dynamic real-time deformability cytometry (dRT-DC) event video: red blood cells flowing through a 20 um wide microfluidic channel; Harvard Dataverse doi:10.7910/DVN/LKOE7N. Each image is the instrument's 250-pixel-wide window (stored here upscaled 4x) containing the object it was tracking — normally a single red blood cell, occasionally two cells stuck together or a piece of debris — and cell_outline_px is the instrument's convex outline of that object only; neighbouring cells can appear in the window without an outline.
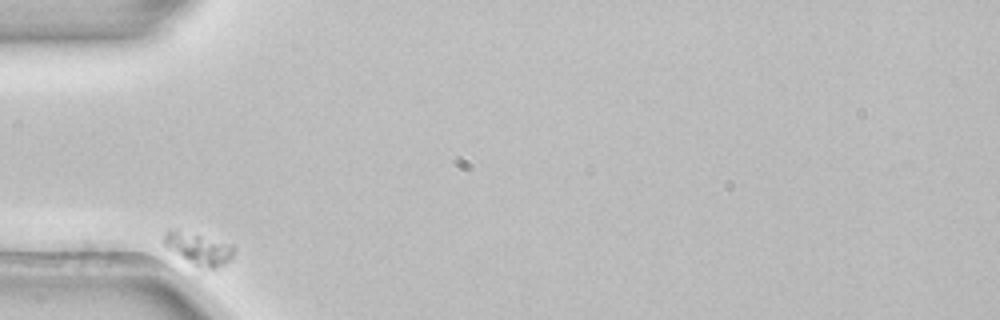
{"species": "common noctule bat (a hibernating species)", "species_latin": "Nyctalus noctula", "temperature_condition": "room temperature", "stored_images_in_passage": 34, "camera_frame_rate_fps": 3000, "um_per_image_px": 0.085, "animal": {"sex": "female", "body_mass_g": 22.7, "forearm_length_mm": 54.2}, "frame": {"image": 1, "passage_image": 1, "time_ms": 0.0, "image_size_px": [1000, 320], "cell_outline_px": [[236, 248], [232, 256], [224, 264], [216, 268], [200, 268], [168, 248], [164, 244], [164, 236], [168, 228], [176, 228], [236, 244]], "centroid_in_image_um": [16.92, 21.09], "position_along_channel_um": 68.1, "area_um2": 13.24}}
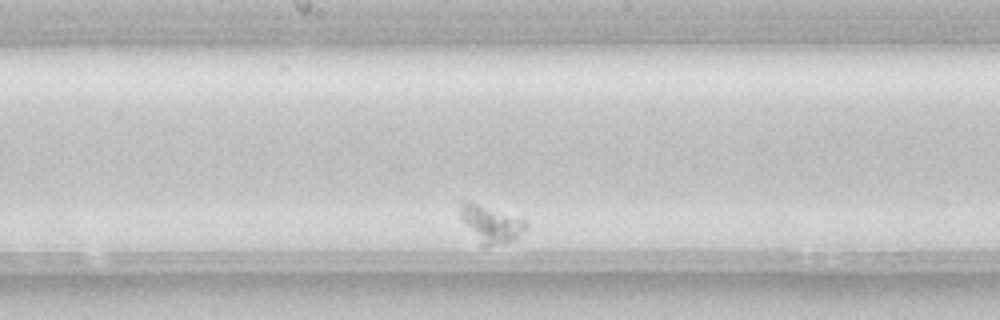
{"frame": {"image": 2, "passage_image": 17, "time_ms": 5.333, "image_size_px": [1000, 320], "cell_outline_px": [[528, 224], [516, 236], [508, 240], [492, 244], [480, 244], [460, 220], [460, 204], [476, 204], [528, 220]], "centroid_in_image_um": [41.69, 19.03], "position_along_channel_um": 206.5, "area_um2": 13.12}}
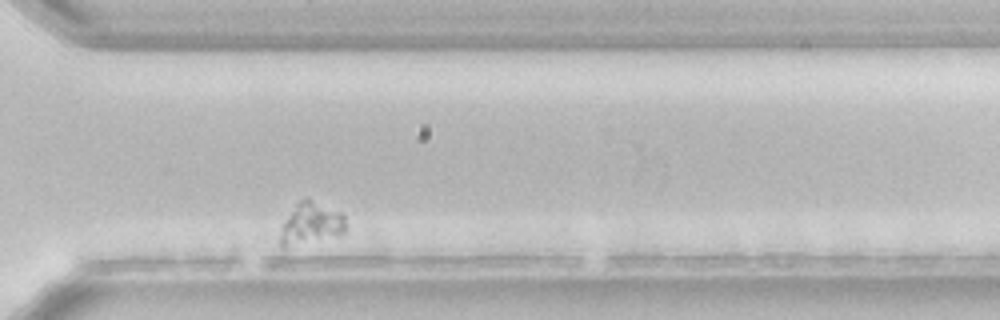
{"frame": {"image": 3, "passage_image": 31, "time_ms": 10.0, "image_size_px": [1000, 320], "cell_outline_px": [[344, 232], [284, 248], [280, 244], [280, 236], [284, 224], [288, 216], [296, 204], [300, 200], [308, 200], [344, 212]], "centroid_in_image_um": [26.42, 19.0], "position_along_channel_um": 344.2, "area_um2": 15.03}}